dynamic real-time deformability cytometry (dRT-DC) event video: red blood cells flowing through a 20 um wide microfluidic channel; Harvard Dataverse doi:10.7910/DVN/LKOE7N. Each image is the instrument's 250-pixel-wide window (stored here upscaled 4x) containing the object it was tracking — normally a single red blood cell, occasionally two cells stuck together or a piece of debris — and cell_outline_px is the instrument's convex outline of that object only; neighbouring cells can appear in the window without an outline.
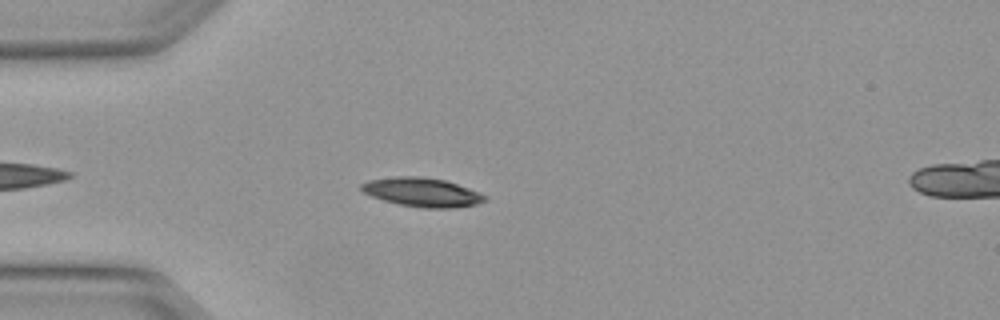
{"species": "Egyptian fruit bat (a non-hibernating species)", "species_latin": "Rousettus aegyptiacus", "temperature_condition": "warm", "stored_images_in_passage": 5, "camera_frame_rate_fps": 3000, "um_per_image_px": 0.085, "animal": {"sex": "female"}, "frame": {"image": 1, "passage_image": 4, "time_ms": 1.0, "image_size_px": [1000, 320], "cell_outline_px": [[488, 200], [476, 204], [452, 208], [424, 208], [400, 204], [384, 200], [372, 196], [364, 192], [360, 188], [360, 184], [368, 180], [396, 176], [420, 176], [444, 180], [468, 188], [488, 196]], "centroid_in_image_um": [35.89, 16.33], "position_along_channel_um": 49.1, "area_um2": 20.69}}